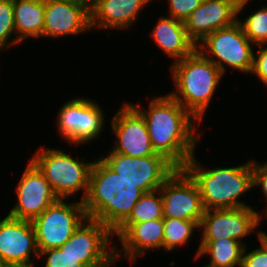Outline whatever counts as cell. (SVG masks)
<instances>
[{"label":"cell","mask_w":267,"mask_h":267,"mask_svg":"<svg viewBox=\"0 0 267 267\" xmlns=\"http://www.w3.org/2000/svg\"><path fill=\"white\" fill-rule=\"evenodd\" d=\"M132 105L145 118L154 151L183 168L194 156L197 135L193 125L198 120L170 94L150 100L148 112Z\"/></svg>","instance_id":"1"},{"label":"cell","mask_w":267,"mask_h":267,"mask_svg":"<svg viewBox=\"0 0 267 267\" xmlns=\"http://www.w3.org/2000/svg\"><path fill=\"white\" fill-rule=\"evenodd\" d=\"M143 194L98 159L92 164L87 195L82 202L87 217L104 224L113 233Z\"/></svg>","instance_id":"2"},{"label":"cell","mask_w":267,"mask_h":267,"mask_svg":"<svg viewBox=\"0 0 267 267\" xmlns=\"http://www.w3.org/2000/svg\"><path fill=\"white\" fill-rule=\"evenodd\" d=\"M183 169L196 182L204 210L248 206L238 198L254 187L253 160L237 167L204 170L193 156Z\"/></svg>","instance_id":"3"},{"label":"cell","mask_w":267,"mask_h":267,"mask_svg":"<svg viewBox=\"0 0 267 267\" xmlns=\"http://www.w3.org/2000/svg\"><path fill=\"white\" fill-rule=\"evenodd\" d=\"M176 92L170 95L201 122L223 73L197 49L171 67Z\"/></svg>","instance_id":"4"},{"label":"cell","mask_w":267,"mask_h":267,"mask_svg":"<svg viewBox=\"0 0 267 267\" xmlns=\"http://www.w3.org/2000/svg\"><path fill=\"white\" fill-rule=\"evenodd\" d=\"M39 151L30 160L44 174L55 195L64 200L83 188V201L87 195L93 162L86 163L83 158L82 161L74 160L59 149L42 147Z\"/></svg>","instance_id":"5"},{"label":"cell","mask_w":267,"mask_h":267,"mask_svg":"<svg viewBox=\"0 0 267 267\" xmlns=\"http://www.w3.org/2000/svg\"><path fill=\"white\" fill-rule=\"evenodd\" d=\"M87 218L81 200L67 204L58 199L31 221L39 252L63 246Z\"/></svg>","instance_id":"6"},{"label":"cell","mask_w":267,"mask_h":267,"mask_svg":"<svg viewBox=\"0 0 267 267\" xmlns=\"http://www.w3.org/2000/svg\"><path fill=\"white\" fill-rule=\"evenodd\" d=\"M252 42L244 34L239 23L218 29L206 36L200 44H197V50L207 59L211 60L224 74V64L242 72H251L253 66L254 51H252ZM200 47V49H199ZM216 57L211 59L205 55ZM223 63V64H222Z\"/></svg>","instance_id":"7"},{"label":"cell","mask_w":267,"mask_h":267,"mask_svg":"<svg viewBox=\"0 0 267 267\" xmlns=\"http://www.w3.org/2000/svg\"><path fill=\"white\" fill-rule=\"evenodd\" d=\"M109 153L107 157L100 159L121 178L136 185L143 193L159 189L177 169L163 155L131 157L116 152Z\"/></svg>","instance_id":"8"},{"label":"cell","mask_w":267,"mask_h":267,"mask_svg":"<svg viewBox=\"0 0 267 267\" xmlns=\"http://www.w3.org/2000/svg\"><path fill=\"white\" fill-rule=\"evenodd\" d=\"M110 235L113 233L104 224L87 218L59 248L77 257L85 267H110L115 263V246L107 250Z\"/></svg>","instance_id":"9"},{"label":"cell","mask_w":267,"mask_h":267,"mask_svg":"<svg viewBox=\"0 0 267 267\" xmlns=\"http://www.w3.org/2000/svg\"><path fill=\"white\" fill-rule=\"evenodd\" d=\"M159 189L164 217L191 220L200 225L205 211L200 191L196 182L183 168H177Z\"/></svg>","instance_id":"10"},{"label":"cell","mask_w":267,"mask_h":267,"mask_svg":"<svg viewBox=\"0 0 267 267\" xmlns=\"http://www.w3.org/2000/svg\"><path fill=\"white\" fill-rule=\"evenodd\" d=\"M103 115L102 109L92 100L75 98L60 109L58 130L70 143H88L102 132L105 119Z\"/></svg>","instance_id":"11"},{"label":"cell","mask_w":267,"mask_h":267,"mask_svg":"<svg viewBox=\"0 0 267 267\" xmlns=\"http://www.w3.org/2000/svg\"><path fill=\"white\" fill-rule=\"evenodd\" d=\"M111 126L118 137L112 152L131 157L161 155L152 147L145 118L131 103L122 105Z\"/></svg>","instance_id":"12"},{"label":"cell","mask_w":267,"mask_h":267,"mask_svg":"<svg viewBox=\"0 0 267 267\" xmlns=\"http://www.w3.org/2000/svg\"><path fill=\"white\" fill-rule=\"evenodd\" d=\"M31 252L39 257L32 222L7 215L0 221V263L33 267Z\"/></svg>","instance_id":"13"},{"label":"cell","mask_w":267,"mask_h":267,"mask_svg":"<svg viewBox=\"0 0 267 267\" xmlns=\"http://www.w3.org/2000/svg\"><path fill=\"white\" fill-rule=\"evenodd\" d=\"M16 190L17 204L8 215L22 220L32 221L59 199L44 174L31 160Z\"/></svg>","instance_id":"14"},{"label":"cell","mask_w":267,"mask_h":267,"mask_svg":"<svg viewBox=\"0 0 267 267\" xmlns=\"http://www.w3.org/2000/svg\"><path fill=\"white\" fill-rule=\"evenodd\" d=\"M260 220V214L250 206L205 210L199 227L204 228L202 240L231 238L239 241L258 227Z\"/></svg>","instance_id":"15"},{"label":"cell","mask_w":267,"mask_h":267,"mask_svg":"<svg viewBox=\"0 0 267 267\" xmlns=\"http://www.w3.org/2000/svg\"><path fill=\"white\" fill-rule=\"evenodd\" d=\"M91 29L90 7L79 0L45 2L43 37L76 35Z\"/></svg>","instance_id":"16"},{"label":"cell","mask_w":267,"mask_h":267,"mask_svg":"<svg viewBox=\"0 0 267 267\" xmlns=\"http://www.w3.org/2000/svg\"><path fill=\"white\" fill-rule=\"evenodd\" d=\"M237 15L233 0H203L184 24L189 38L197 45L214 31L237 22Z\"/></svg>","instance_id":"17"},{"label":"cell","mask_w":267,"mask_h":267,"mask_svg":"<svg viewBox=\"0 0 267 267\" xmlns=\"http://www.w3.org/2000/svg\"><path fill=\"white\" fill-rule=\"evenodd\" d=\"M113 234H116L122 243V252L116 251L115 247V261L123 253L133 262L147 249L163 248L164 222L163 219H156L139 223H122Z\"/></svg>","instance_id":"18"},{"label":"cell","mask_w":267,"mask_h":267,"mask_svg":"<svg viewBox=\"0 0 267 267\" xmlns=\"http://www.w3.org/2000/svg\"><path fill=\"white\" fill-rule=\"evenodd\" d=\"M151 0H98L91 8V28L126 29L133 22L141 8ZM98 24V25H97Z\"/></svg>","instance_id":"19"},{"label":"cell","mask_w":267,"mask_h":267,"mask_svg":"<svg viewBox=\"0 0 267 267\" xmlns=\"http://www.w3.org/2000/svg\"><path fill=\"white\" fill-rule=\"evenodd\" d=\"M152 37L176 61L184 59L197 49L187 34L184 22L173 17H161L152 31Z\"/></svg>","instance_id":"20"},{"label":"cell","mask_w":267,"mask_h":267,"mask_svg":"<svg viewBox=\"0 0 267 267\" xmlns=\"http://www.w3.org/2000/svg\"><path fill=\"white\" fill-rule=\"evenodd\" d=\"M14 26L20 43L26 37L43 36L45 2L13 0ZM19 33V34H18Z\"/></svg>","instance_id":"21"},{"label":"cell","mask_w":267,"mask_h":267,"mask_svg":"<svg viewBox=\"0 0 267 267\" xmlns=\"http://www.w3.org/2000/svg\"><path fill=\"white\" fill-rule=\"evenodd\" d=\"M246 244L235 239L202 240L197 250L196 258L210 254L208 267H235L242 264Z\"/></svg>","instance_id":"22"},{"label":"cell","mask_w":267,"mask_h":267,"mask_svg":"<svg viewBox=\"0 0 267 267\" xmlns=\"http://www.w3.org/2000/svg\"><path fill=\"white\" fill-rule=\"evenodd\" d=\"M163 218V200L160 189H157L144 193L123 223H139Z\"/></svg>","instance_id":"23"},{"label":"cell","mask_w":267,"mask_h":267,"mask_svg":"<svg viewBox=\"0 0 267 267\" xmlns=\"http://www.w3.org/2000/svg\"><path fill=\"white\" fill-rule=\"evenodd\" d=\"M164 222V240L163 249L170 251L178 245H182L188 241L195 228L199 225L195 221L163 218Z\"/></svg>","instance_id":"24"},{"label":"cell","mask_w":267,"mask_h":267,"mask_svg":"<svg viewBox=\"0 0 267 267\" xmlns=\"http://www.w3.org/2000/svg\"><path fill=\"white\" fill-rule=\"evenodd\" d=\"M244 34L253 44L267 45V7H262L257 12L252 13L241 22L238 19Z\"/></svg>","instance_id":"25"},{"label":"cell","mask_w":267,"mask_h":267,"mask_svg":"<svg viewBox=\"0 0 267 267\" xmlns=\"http://www.w3.org/2000/svg\"><path fill=\"white\" fill-rule=\"evenodd\" d=\"M12 33L16 35L13 0H0V50L20 43L17 39L7 42Z\"/></svg>","instance_id":"26"},{"label":"cell","mask_w":267,"mask_h":267,"mask_svg":"<svg viewBox=\"0 0 267 267\" xmlns=\"http://www.w3.org/2000/svg\"><path fill=\"white\" fill-rule=\"evenodd\" d=\"M257 235L261 242V248L252 250L246 254L245 247L241 267H267V234L259 231Z\"/></svg>","instance_id":"27"},{"label":"cell","mask_w":267,"mask_h":267,"mask_svg":"<svg viewBox=\"0 0 267 267\" xmlns=\"http://www.w3.org/2000/svg\"><path fill=\"white\" fill-rule=\"evenodd\" d=\"M45 267H85L77 257L62 252L60 248L40 251L38 256H47Z\"/></svg>","instance_id":"28"},{"label":"cell","mask_w":267,"mask_h":267,"mask_svg":"<svg viewBox=\"0 0 267 267\" xmlns=\"http://www.w3.org/2000/svg\"><path fill=\"white\" fill-rule=\"evenodd\" d=\"M203 0H169V15L174 19L185 21L197 9Z\"/></svg>","instance_id":"29"},{"label":"cell","mask_w":267,"mask_h":267,"mask_svg":"<svg viewBox=\"0 0 267 267\" xmlns=\"http://www.w3.org/2000/svg\"><path fill=\"white\" fill-rule=\"evenodd\" d=\"M257 57L253 56V66L251 73L257 74L256 76L267 86V47L265 44H259Z\"/></svg>","instance_id":"30"},{"label":"cell","mask_w":267,"mask_h":267,"mask_svg":"<svg viewBox=\"0 0 267 267\" xmlns=\"http://www.w3.org/2000/svg\"><path fill=\"white\" fill-rule=\"evenodd\" d=\"M253 161V186H261L264 197L267 200V162L264 165Z\"/></svg>","instance_id":"31"},{"label":"cell","mask_w":267,"mask_h":267,"mask_svg":"<svg viewBox=\"0 0 267 267\" xmlns=\"http://www.w3.org/2000/svg\"><path fill=\"white\" fill-rule=\"evenodd\" d=\"M235 4L238 7V14L240 13L241 10H243V7L249 2V0H233Z\"/></svg>","instance_id":"32"},{"label":"cell","mask_w":267,"mask_h":267,"mask_svg":"<svg viewBox=\"0 0 267 267\" xmlns=\"http://www.w3.org/2000/svg\"><path fill=\"white\" fill-rule=\"evenodd\" d=\"M79 1L85 3L91 8L98 0H79Z\"/></svg>","instance_id":"33"},{"label":"cell","mask_w":267,"mask_h":267,"mask_svg":"<svg viewBox=\"0 0 267 267\" xmlns=\"http://www.w3.org/2000/svg\"><path fill=\"white\" fill-rule=\"evenodd\" d=\"M0 267H17V266L11 265V264L0 263Z\"/></svg>","instance_id":"34"},{"label":"cell","mask_w":267,"mask_h":267,"mask_svg":"<svg viewBox=\"0 0 267 267\" xmlns=\"http://www.w3.org/2000/svg\"><path fill=\"white\" fill-rule=\"evenodd\" d=\"M37 1H42V2H46V1H50V0H37Z\"/></svg>","instance_id":"35"}]
</instances>
